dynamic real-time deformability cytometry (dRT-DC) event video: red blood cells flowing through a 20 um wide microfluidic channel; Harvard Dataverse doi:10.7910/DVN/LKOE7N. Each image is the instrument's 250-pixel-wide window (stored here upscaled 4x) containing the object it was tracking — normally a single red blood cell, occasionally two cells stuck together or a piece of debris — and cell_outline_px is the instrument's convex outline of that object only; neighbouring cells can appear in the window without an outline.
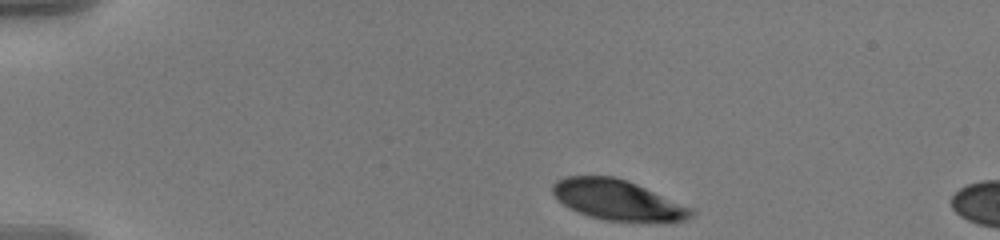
{"species": "human", "species_latin": "Homo sapiens", "temperature_condition": "warm", "stored_images_in_passage": 47, "camera_frame_rate_fps": 3000, "um_per_image_px": 0.085, "donor": {"sex": "male"}, "frame": {"image": 1, "passage_image": 1, "time_ms": 0.0, "image_size_px": [1000, 240], "cell_outline_px": [[696, 212], [692, 216], [684, 220], [604, 220], [588, 216], [564, 204], [552, 192], [552, 184], [556, 180], [564, 176], [616, 176], [628, 180], [692, 208]], "centroid_in_image_um": [52.46, 16.96], "position_along_channel_um": 32.5, "area_um2": 31.85}}
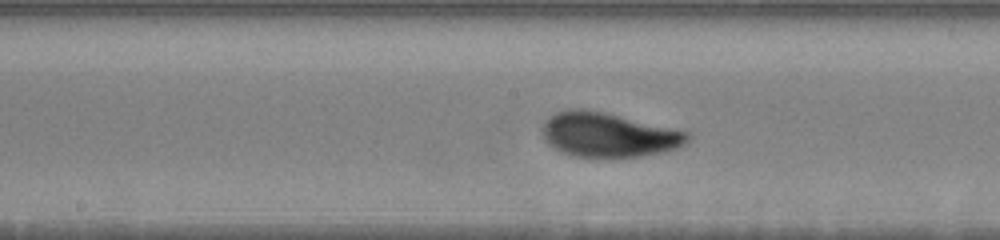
{"frame": {"image": 2, "passage_image": 21, "time_ms": 6.667, "image_size_px": [1000, 240], "cell_outline_px": [[688, 140], [684, 144], [676, 148], [660, 152], [640, 156], [612, 160], [608, 160], [572, 156], [560, 152], [548, 144], [544, 140], [540, 128], [544, 120], [548, 116], [556, 112], [568, 108], [588, 108], [688, 132]], "centroid_in_image_um": [51.6, 11.48], "position_along_channel_um": 196.6, "area_um2": 38.55}}
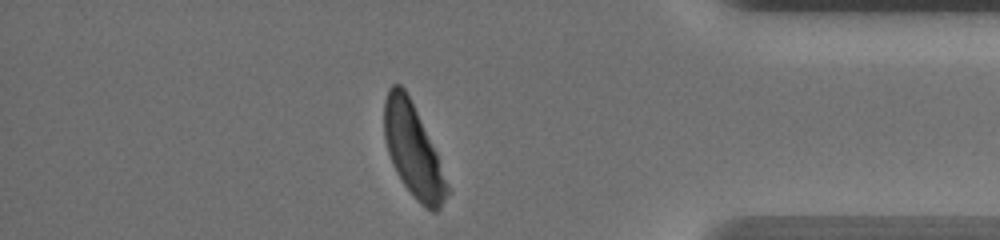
{"frame": {"image": 3, "passage_image": 40, "time_ms": 13.0, "image_size_px": [1000, 240], "cell_outline_px": [[452, 192], [440, 208], [436, 212], [432, 212], [420, 204], [416, 200], [404, 184], [396, 172], [388, 152], [384, 136], [384, 100], [388, 88], [392, 84], [400, 84], [404, 88], [436, 152]], "centroid_in_image_um": [35.13, 12.85], "position_along_channel_um": 400.1, "area_um2": 33.7}, "authors_computed_cell_mechanics": {"area_um2": 35.7782, "velocity_mm_per_s": 3.5626, "shape_relaxation_time_tau1_ms": 3.2063, "shape_relaxation_time_tau2_ms": null, "deformation_change_tau1": 0.1574, "deformation_change_tau2": null}}